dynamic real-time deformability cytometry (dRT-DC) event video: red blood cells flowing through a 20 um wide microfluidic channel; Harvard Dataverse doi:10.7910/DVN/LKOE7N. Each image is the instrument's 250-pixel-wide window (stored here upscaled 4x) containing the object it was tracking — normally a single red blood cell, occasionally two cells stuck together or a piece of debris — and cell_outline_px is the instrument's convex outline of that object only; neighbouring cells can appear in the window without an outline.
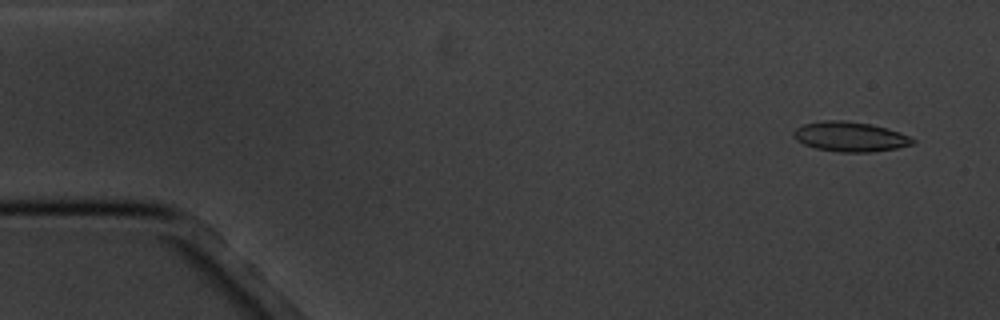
{"species": "common noctule bat (a hibernating species)", "species_latin": "Nyctalus noctula", "temperature_condition": "cold", "stored_images_in_passage": 6, "camera_frame_rate_fps": 3000, "um_per_image_px": 0.085, "animal": {"sex": "male", "body_mass_g": 20.1, "forearm_length_mm": 53.5}, "frame": {"image": 1, "passage_image": 1, "time_ms": 0.0, "image_size_px": [1000, 320], "cell_outline_px": [[916, 140], [912, 144], [896, 148], [872, 152], [840, 152], [816, 148], [804, 144], [796, 140], [792, 136], [792, 132], [796, 128], [804, 124], [824, 120], [844, 120], [872, 124], [888, 128], [900, 132]], "centroid_in_image_um": [72.24, 11.61], "position_along_channel_um": 12.8, "area_um2": 20.75}}
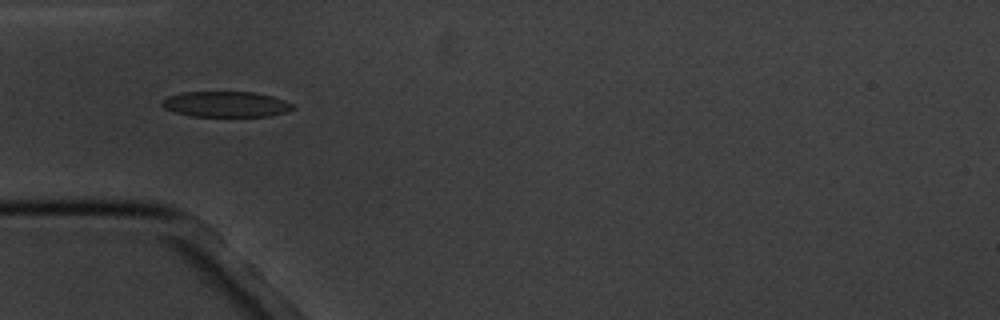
{"frame": {"image": 2, "passage_image": 5, "time_ms": 4.667, "image_size_px": [1000, 320], "cell_outline_px": [[296, 108], [284, 112], [268, 116], [192, 116], [176, 112], [164, 108], [160, 104], [160, 100], [168, 96], [184, 92], [252, 92], [272, 96], [284, 100], [292, 104]], "centroid_in_image_um": [19.17, 8.85], "position_along_channel_um": 65.8, "area_um2": 19.42}}
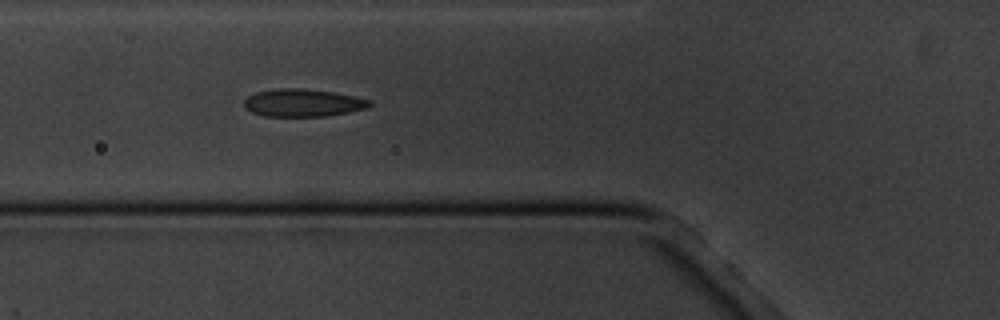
{"frame": {"image": 3, "passage_image": 6, "time_ms": 5.667, "image_size_px": [1000, 320], "cell_outline_px": [[372, 104], [368, 108], [348, 112], [324, 116], [264, 116], [252, 112], [244, 108], [244, 100], [248, 96], [256, 92], [276, 88], [300, 88], [332, 92], [372, 100]], "centroid_in_image_um": [25.72, 8.74], "position_along_channel_um": 100.1, "area_um2": 20.17}}